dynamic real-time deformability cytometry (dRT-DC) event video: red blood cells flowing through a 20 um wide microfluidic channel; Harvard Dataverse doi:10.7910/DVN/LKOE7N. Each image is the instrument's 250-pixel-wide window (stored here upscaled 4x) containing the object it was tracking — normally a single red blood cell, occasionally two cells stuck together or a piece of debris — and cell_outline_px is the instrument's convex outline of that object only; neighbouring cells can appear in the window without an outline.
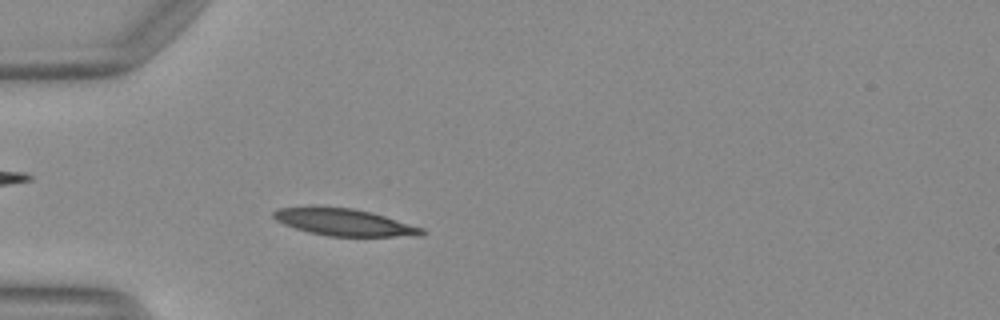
{"species": "Egyptian fruit bat (a non-hibernating species)", "species_latin": "Rousettus aegyptiacus", "temperature_condition": "warm", "stored_images_in_passage": 47, "camera_frame_rate_fps": 3000, "um_per_image_px": 0.085, "animal": {"sex": "female"}, "frame": {"image": 1, "passage_image": 12, "time_ms": 3.667, "image_size_px": [1000, 320], "cell_outline_px": [[424, 236], [328, 236], [308, 232], [284, 224], [276, 220], [272, 216], [272, 212], [276, 208], [352, 208], [372, 212], [424, 228]], "centroid_in_image_um": [29.31, 18.91], "position_along_channel_um": 55.7, "area_um2": 22.89}}
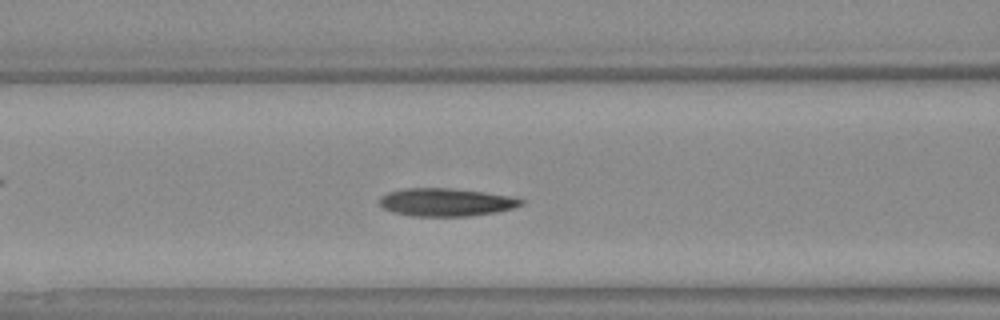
{"frame": {"image": 2, "passage_image": 18, "time_ms": 5.667, "image_size_px": [1000, 320], "cell_outline_px": [[524, 204], [512, 208], [496, 212], [468, 216], [412, 216], [392, 212], [384, 208], [380, 204], [380, 196], [388, 192], [404, 188], [448, 188], [480, 192], [508, 196], [524, 200]], "centroid_in_image_um": [37.87, 17.19], "position_along_channel_um": 128.7, "area_um2": 22.83}}
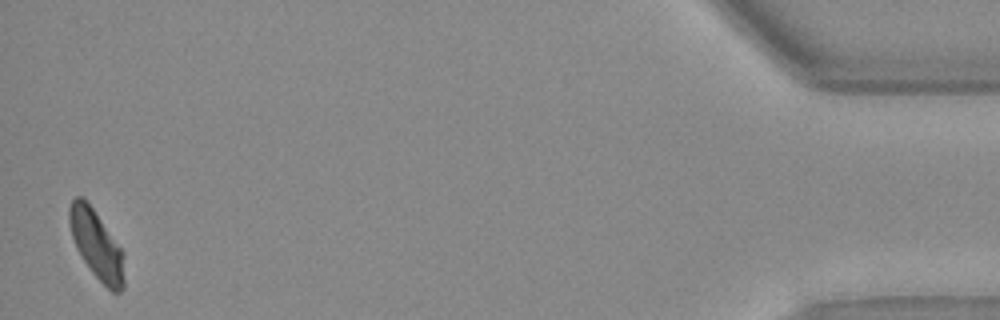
{"frame": {"image": 3, "passage_image": 46, "time_ms": 15.0, "image_size_px": [1000, 320], "cell_outline_px": [[124, 288], [120, 292], [112, 292], [92, 272], [80, 256], [76, 248], [72, 236], [68, 220], [68, 208], [72, 200], [76, 196], [80, 196], [92, 208], [124, 252]], "centroid_in_image_um": [8.2, 20.83], "position_along_channel_um": 427.0, "area_um2": 21.79}, "authors_computed_cell_mechanics": {"area_um2": 22.831, "velocity_mm_per_s": 4.1108, "shape_relaxation_time_tau1_ms": 3.3638, "shape_relaxation_time_tau2_ms": 2.4366, "deformation_change_tau1": 0.1575, "deformation_change_tau2": 0.1008}}